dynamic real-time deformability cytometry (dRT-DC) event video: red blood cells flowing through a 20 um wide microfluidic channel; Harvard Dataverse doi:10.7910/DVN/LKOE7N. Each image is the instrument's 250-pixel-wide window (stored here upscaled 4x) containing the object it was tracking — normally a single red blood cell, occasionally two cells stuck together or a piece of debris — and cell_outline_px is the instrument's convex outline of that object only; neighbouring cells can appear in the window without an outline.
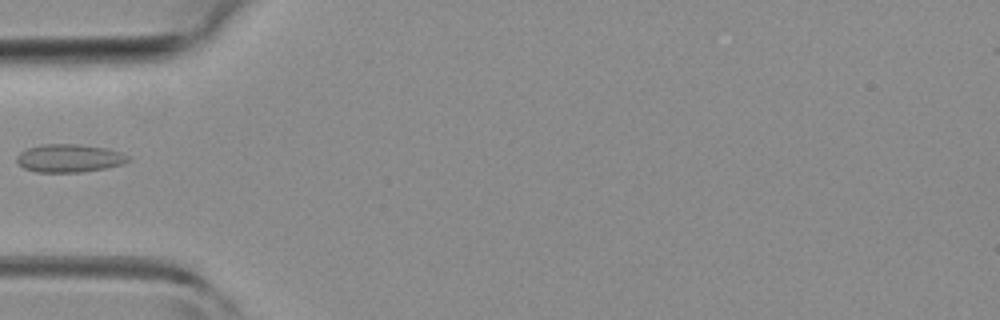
{"species": "common noctule bat (a hibernating species)", "species_latin": "Nyctalus noctula", "temperature_condition": "room temperature", "stored_images_in_passage": 5, "camera_frame_rate_fps": 3000, "um_per_image_px": 0.085, "animal": {"sex": "female", "body_mass_g": 19.3, "forearm_length_mm": 54.1}, "frame": {"image": 1, "passage_image": 5, "time_ms": 5.333, "image_size_px": [1000, 320], "cell_outline_px": [[132, 160], [124, 164], [104, 168], [80, 172], [36, 172], [24, 168], [16, 160], [16, 156], [20, 152], [28, 148], [44, 144], [76, 144], [108, 148], [120, 152], [128, 156]], "centroid_in_image_um": [5.91, 13.44], "position_along_channel_um": 79.1, "area_um2": 18.21}}